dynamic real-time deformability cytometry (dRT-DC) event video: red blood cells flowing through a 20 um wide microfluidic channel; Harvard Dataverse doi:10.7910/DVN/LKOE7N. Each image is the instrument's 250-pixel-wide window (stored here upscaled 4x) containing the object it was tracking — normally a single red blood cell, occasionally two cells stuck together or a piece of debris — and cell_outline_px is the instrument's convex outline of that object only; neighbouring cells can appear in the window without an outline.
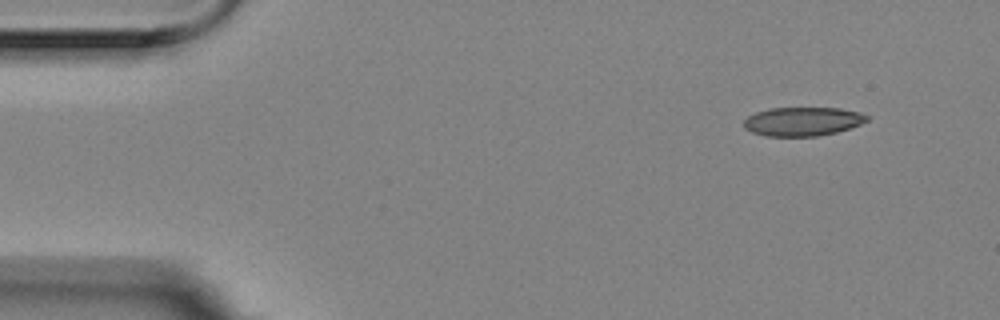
{"species": "Egyptian fruit bat (a non-hibernating species)", "species_latin": "Rousettus aegyptiacus", "temperature_condition": "room temperature", "stored_images_in_passage": 4, "camera_frame_rate_fps": 3000, "um_per_image_px": 0.085, "animal": {"sex": "female"}, "frame": {"image": 1, "passage_image": 1, "time_ms": 0.0, "image_size_px": [1000, 320], "cell_outline_px": [[868, 120], [860, 124], [836, 132], [816, 136], [764, 136], [752, 132], [744, 128], [744, 120], [748, 116], [756, 112], [772, 108], [840, 108], [860, 112], [868, 116]], "centroid_in_image_um": [68.21, 10.32], "position_along_channel_um": 16.8, "area_um2": 20.58}}
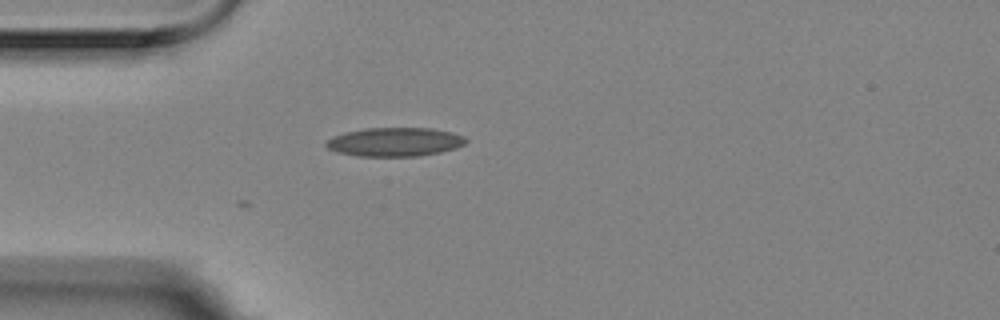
{"frame": {"image": 2, "passage_image": 4, "time_ms": 1.0, "image_size_px": [1000, 320], "cell_outline_px": [[468, 140], [464, 144], [456, 148], [440, 152], [420, 156], [356, 156], [336, 152], [328, 148], [324, 144], [328, 140], [336, 136], [348, 132], [368, 128], [432, 128], [452, 132], [464, 136]], "centroid_in_image_um": [33.6, 12.07], "position_along_channel_um": 51.4, "area_um2": 23.35}}